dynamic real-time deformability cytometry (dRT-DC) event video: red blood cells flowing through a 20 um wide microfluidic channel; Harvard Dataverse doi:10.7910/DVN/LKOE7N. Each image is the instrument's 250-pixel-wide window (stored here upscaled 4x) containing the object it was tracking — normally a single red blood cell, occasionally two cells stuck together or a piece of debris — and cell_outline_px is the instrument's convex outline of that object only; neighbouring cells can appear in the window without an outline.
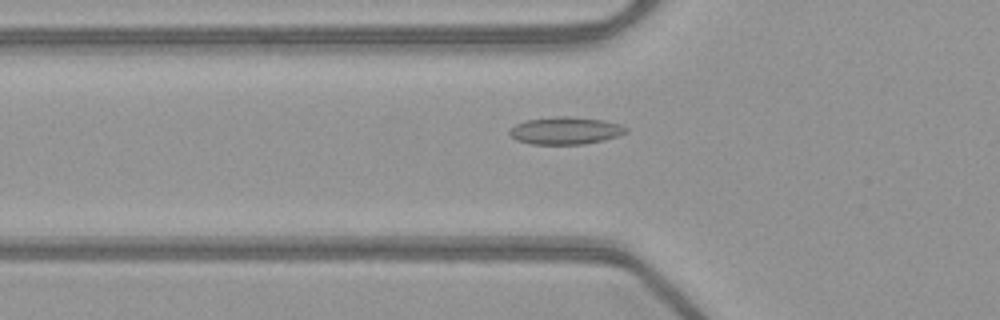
{"species": "common noctule bat (a hibernating species)", "species_latin": "Nyctalus noctula", "temperature_condition": "warm", "stored_images_in_passage": 37, "camera_frame_rate_fps": 3000, "um_per_image_px": 0.085, "animal": {"sex": "female", "body_mass_g": 21.9}, "frame": {"image": 1, "passage_image": 9, "time_ms": 2.667, "image_size_px": [1000, 320], "cell_outline_px": [[628, 132], [604, 140], [584, 144], [532, 144], [516, 140], [508, 132], [516, 124], [528, 120], [556, 116], [572, 116], [604, 120], [620, 124], [628, 128]], "centroid_in_image_um": [48.09, 11.1], "position_along_channel_um": 77.7, "area_um2": 18.55}}
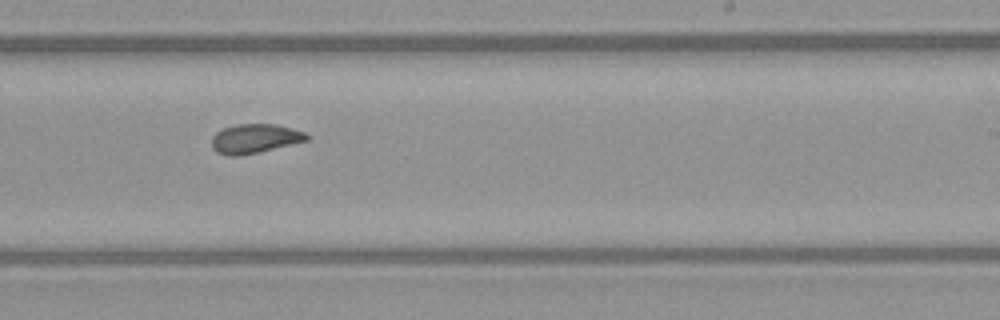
{"frame": {"image": 2, "passage_image": 23, "time_ms": 7.333, "image_size_px": [1000, 320], "cell_outline_px": [[308, 140], [260, 152], [240, 156], [228, 156], [216, 152], [212, 148], [212, 136], [216, 132], [224, 128], [236, 124], [276, 124], [292, 128], [304, 132], [308, 136]], "centroid_in_image_um": [21.63, 11.79], "position_along_channel_um": 267.4, "area_um2": 16.24}}
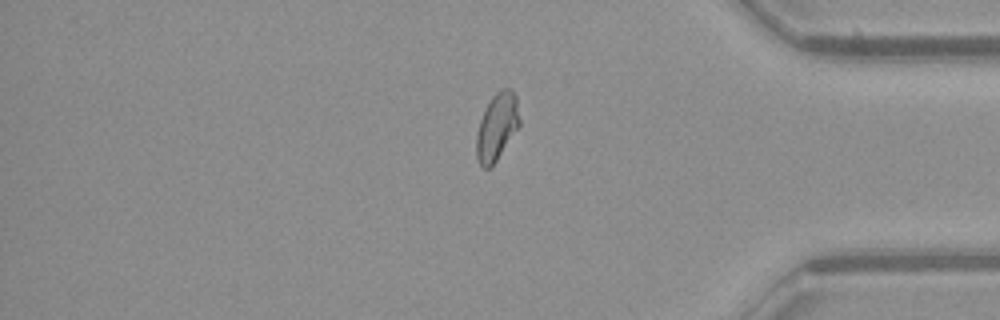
{"frame": {"image": 3, "passage_image": 34, "time_ms": 11.0, "image_size_px": [1000, 320], "cell_outline_px": [[520, 124], [492, 168], [484, 168], [480, 164], [476, 156], [476, 136], [480, 120], [492, 96], [500, 88], [512, 88], [516, 96], [520, 120]], "centroid_in_image_um": [42.24, 10.77], "position_along_channel_um": 393.0, "area_um2": 16.88}}